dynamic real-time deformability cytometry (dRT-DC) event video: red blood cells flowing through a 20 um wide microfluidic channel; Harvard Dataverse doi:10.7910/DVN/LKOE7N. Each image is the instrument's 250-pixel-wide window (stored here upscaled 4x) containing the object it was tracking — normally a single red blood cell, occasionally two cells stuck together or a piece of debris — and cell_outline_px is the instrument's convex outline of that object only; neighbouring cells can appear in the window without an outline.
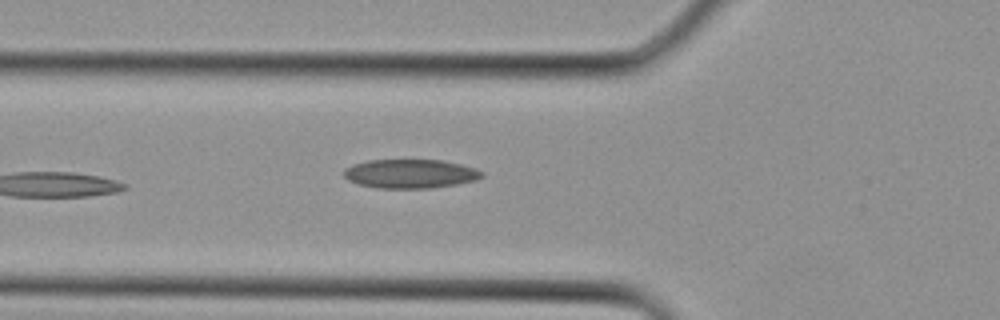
{"species": "Egyptian fruit bat (a non-hibernating species)", "species_latin": "Rousettus aegyptiacus", "temperature_condition": "cold", "stored_images_in_passage": 3, "camera_frame_rate_fps": 3000, "um_per_image_px": 0.085, "animal": {"sex": "female"}, "frame": {"image": 1, "passage_image": 3, "time_ms": 0.667, "image_size_px": [1000, 320], "cell_outline_px": [[484, 176], [476, 180], [456, 184], [432, 188], [376, 188], [360, 184], [348, 180], [344, 176], [344, 168], [352, 164], [368, 160], [440, 160], [460, 164], [476, 168], [484, 172]], "centroid_in_image_um": [34.88, 14.76], "position_along_channel_um": 90.9, "area_um2": 23.35}}